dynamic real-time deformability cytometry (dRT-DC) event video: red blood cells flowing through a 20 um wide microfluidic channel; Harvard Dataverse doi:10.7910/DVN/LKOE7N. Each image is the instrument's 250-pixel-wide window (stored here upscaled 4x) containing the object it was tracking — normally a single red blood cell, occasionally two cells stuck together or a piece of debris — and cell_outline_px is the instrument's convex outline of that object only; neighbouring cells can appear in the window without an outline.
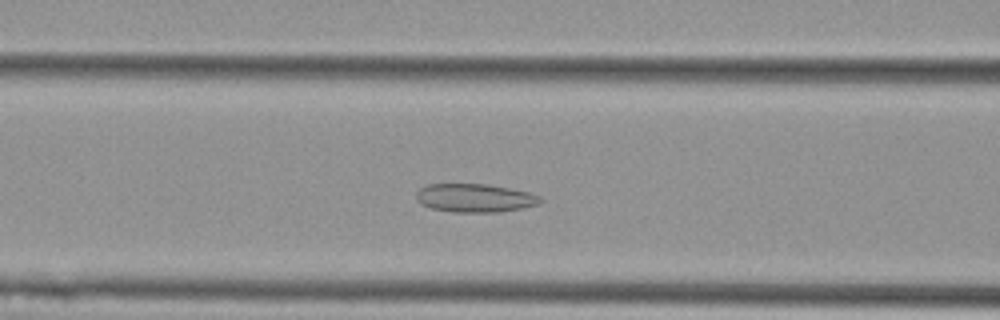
{"species": "Egyptian fruit bat (a non-hibernating species)", "species_latin": "Rousettus aegyptiacus", "temperature_condition": "cold", "stored_images_in_passage": 47, "camera_frame_rate_fps": 3000, "um_per_image_px": 0.085, "animal": {"sex": "female"}, "frame": {"image": 1, "passage_image": 15, "time_ms": 4.667, "image_size_px": [1000, 320], "cell_outline_px": [[540, 204], [524, 208], [500, 212], [452, 212], [432, 208], [420, 204], [416, 200], [416, 192], [420, 188], [428, 184], [484, 184], [508, 188], [528, 192], [540, 196]], "centroid_in_image_um": [40.34, 16.83], "position_along_channel_um": 126.3, "area_um2": 20.58}}
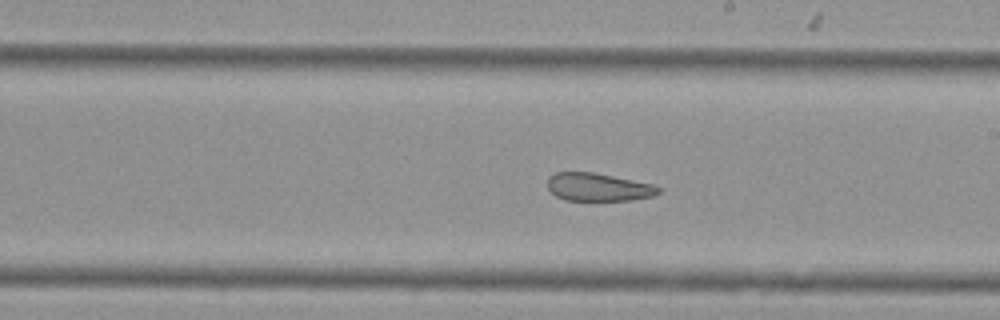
{"frame": {"image": 2, "passage_image": 24, "time_ms": 7.667, "image_size_px": [1000, 320], "cell_outline_px": [[660, 192], [652, 196], [632, 200], [564, 200], [556, 196], [548, 188], [548, 176], [556, 172], [592, 172], [652, 184], [660, 188]], "centroid_in_image_um": [50.82, 15.9], "position_along_channel_um": 238.2, "area_um2": 17.92}}
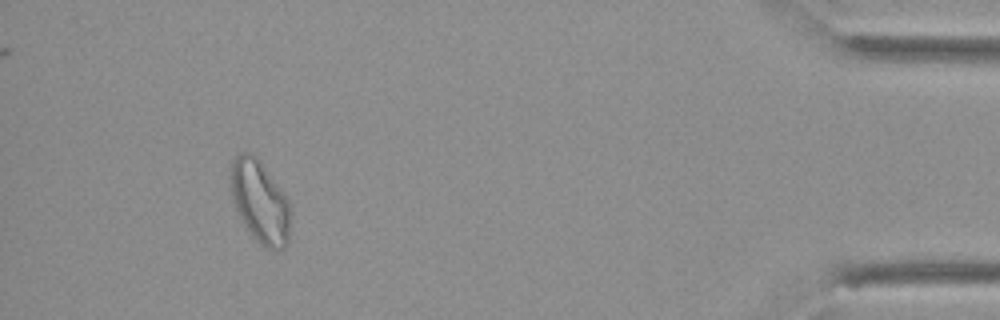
{"frame": {"image": 3, "passage_image": 43, "time_ms": 14.0, "image_size_px": [1000, 320], "cell_outline_px": [[288, 244], [284, 248], [276, 252], [260, 244], [252, 236], [244, 224], [236, 208], [232, 196], [232, 160], [240, 152], [252, 152], [256, 156], [284, 192], [288, 200]], "centroid_in_image_um": [22.1, 17.15], "position_along_channel_um": 413.1, "area_um2": 28.21}, "authors_computed_cell_mechanics": {"area_um2": 22.8888, "velocity_mm_per_s": 3.7422, "shape_relaxation_time_tau1_ms": null, "shape_relaxation_time_tau2_ms": 2.6955, "deformation_change_tau1": null, "deformation_change_tau2": 0.0869}}